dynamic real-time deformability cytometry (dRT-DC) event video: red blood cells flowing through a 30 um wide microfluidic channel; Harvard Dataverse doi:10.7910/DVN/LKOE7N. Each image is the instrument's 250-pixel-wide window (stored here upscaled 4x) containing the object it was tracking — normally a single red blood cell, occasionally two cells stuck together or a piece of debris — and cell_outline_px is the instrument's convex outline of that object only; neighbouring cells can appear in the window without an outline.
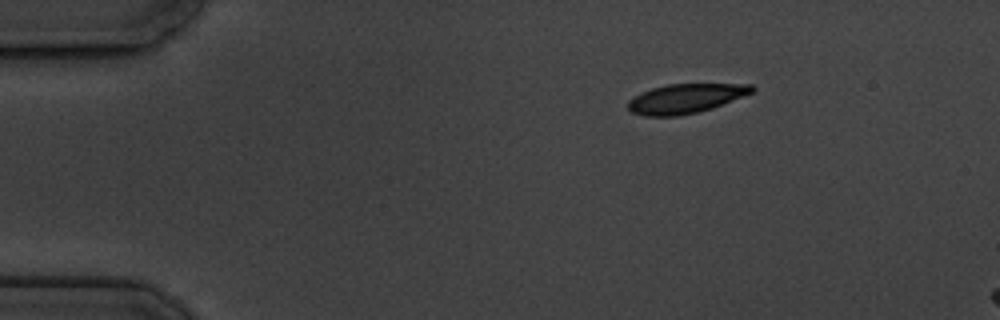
{"species": "common noctule bat (a hibernating species)", "species_latin": "Nyctalus noctula", "temperature_condition": "cold", "stored_images_in_passage": 4, "segment_of_instrument_passage": [1, 2], "camera_frame_rate_fps": 3000, "um_per_image_px": 0.085, "animal": {"sex": "male", "body_mass_g": 19.5, "forearm_length_mm": 54.6}, "frame": {"image": 1, "passage_image": 1, "time_ms": 0.0, "image_size_px": [1000, 320], "cell_outline_px": [[756, 88], [752, 92], [712, 108], [680, 116], [644, 116], [632, 112], [628, 108], [628, 100], [652, 88], [668, 84], [752, 84]], "centroid_in_image_um": [58.27, 8.37], "position_along_channel_um": 26.7, "area_um2": 20.92}}